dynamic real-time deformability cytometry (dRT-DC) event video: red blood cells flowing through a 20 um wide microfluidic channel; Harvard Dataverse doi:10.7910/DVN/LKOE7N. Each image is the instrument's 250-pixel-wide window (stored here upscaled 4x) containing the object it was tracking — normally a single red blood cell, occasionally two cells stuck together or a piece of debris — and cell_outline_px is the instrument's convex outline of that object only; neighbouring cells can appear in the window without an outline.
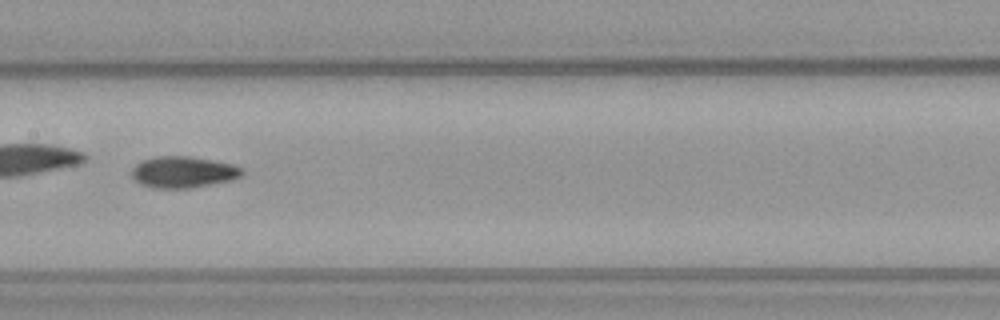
{"species": "common noctule bat (a hibernating species)", "species_latin": "Nyctalus noctula", "temperature_condition": "warm", "stored_images_in_passage": 45, "camera_frame_rate_fps": 3000, "um_per_image_px": 0.085, "animal": {"sex": "female", "body_mass_g": 21.9}, "frame": {"image": 1, "passage_image": 26, "time_ms": 8.333, "image_size_px": [1000, 320], "cell_outline_px": [[244, 172], [240, 176], [228, 180], [192, 188], [152, 188], [140, 184], [132, 176], [132, 168], [140, 160], [156, 156], [188, 156], [212, 160], [232, 164], [240, 168]], "centroid_in_image_um": [15.51, 14.62], "position_along_channel_um": 191.9, "area_um2": 20.06}, "authors_computed_cell_mechanics": {"area_um2": 19.3052, "velocity_mm_per_s": 4.0014, "shape_relaxation_time_tau1_ms": 7.5383, "shape_relaxation_time_tau2_ms": 4.4769, "deformation_change_tau1": 0.1967, "deformation_change_tau2": 0.0882}}